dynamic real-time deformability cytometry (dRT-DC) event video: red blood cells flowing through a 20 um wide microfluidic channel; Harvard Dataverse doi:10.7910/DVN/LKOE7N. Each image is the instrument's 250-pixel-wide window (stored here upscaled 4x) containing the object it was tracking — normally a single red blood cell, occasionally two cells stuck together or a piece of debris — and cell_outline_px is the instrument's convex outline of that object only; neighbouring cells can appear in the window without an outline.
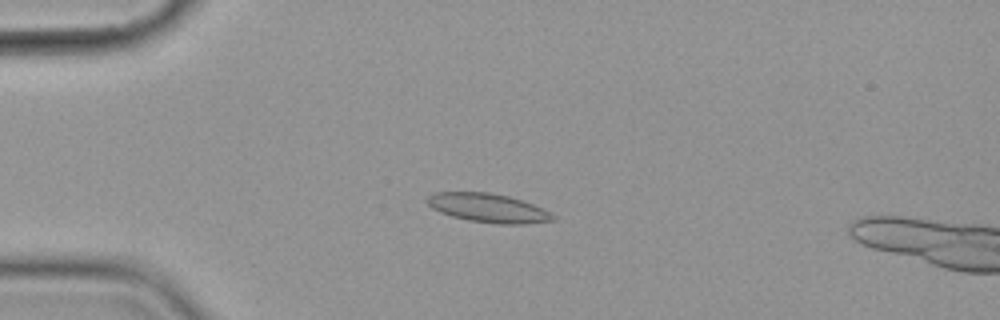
{"species": "common noctule bat (a hibernating species)", "species_latin": "Nyctalus noctula", "temperature_condition": "cold", "stored_images_in_passage": 6, "camera_frame_rate_fps": 3000, "um_per_image_px": 0.085, "animal": {"sex": "female", "body_mass_g": 19.9}, "frame": {"image": 1, "passage_image": 4, "time_ms": 4.333, "image_size_px": [1000, 320], "cell_outline_px": [[556, 220], [524, 224], [500, 224], [468, 220], [452, 216], [440, 212], [432, 208], [424, 200], [428, 196], [436, 192], [488, 192], [508, 196], [532, 204], [556, 216]], "centroid_in_image_um": [41.46, 17.68], "position_along_channel_um": 43.5, "area_um2": 20.98}}